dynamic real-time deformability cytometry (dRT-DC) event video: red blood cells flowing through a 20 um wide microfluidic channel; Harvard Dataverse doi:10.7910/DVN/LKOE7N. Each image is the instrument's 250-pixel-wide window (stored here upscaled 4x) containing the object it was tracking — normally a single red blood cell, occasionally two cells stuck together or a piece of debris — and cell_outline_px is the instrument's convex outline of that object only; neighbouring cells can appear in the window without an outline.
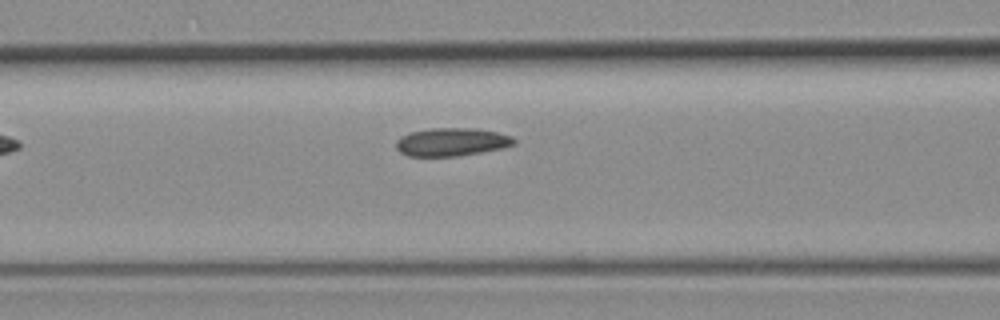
{"species": "common noctule bat (a hibernating species)", "species_latin": "Nyctalus noctula", "temperature_condition": "room temperature", "stored_images_in_passage": 9, "camera_frame_rate_fps": 3000, "um_per_image_px": 0.085, "animal": {"sex": "female", "body_mass_g": 19.3, "forearm_length_mm": 54.1}, "frame": {"image": 1, "passage_image": 9, "time_ms": 9.333, "image_size_px": [1000, 320], "cell_outline_px": [[516, 144], [504, 148], [460, 156], [408, 156], [400, 152], [396, 148], [396, 140], [400, 136], [408, 132], [428, 128], [476, 128], [496, 132], [512, 136], [516, 140]], "centroid_in_image_um": [38.39, 12.06], "position_along_channel_um": 128.2, "area_um2": 19.65}}